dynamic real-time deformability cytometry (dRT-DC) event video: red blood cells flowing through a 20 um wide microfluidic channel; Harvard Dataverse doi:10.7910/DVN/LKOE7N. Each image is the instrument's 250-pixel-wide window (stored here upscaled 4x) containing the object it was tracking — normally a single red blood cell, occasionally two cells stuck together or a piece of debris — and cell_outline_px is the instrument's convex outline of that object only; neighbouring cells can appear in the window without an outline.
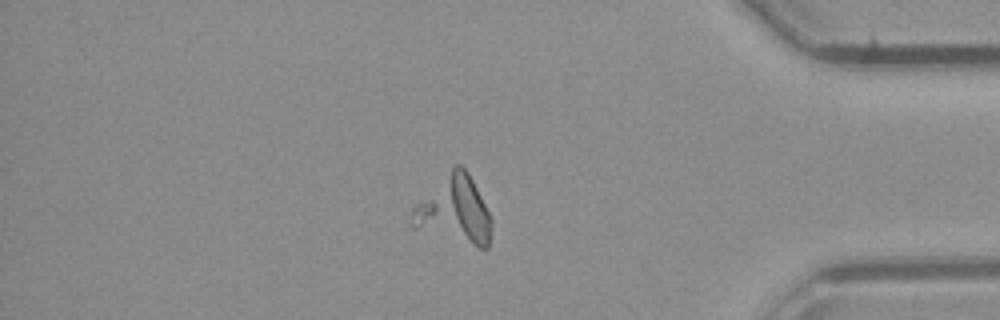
{"species": "common noctule bat (a hibernating species)", "species_latin": "Nyctalus noctula", "temperature_condition": "room temperature", "stored_images_in_passage": 47, "segment_of_instrument_passage": [2, 2], "camera_frame_rate_fps": 3000, "um_per_image_px": 0.085, "animal": {"sex": "male", "body_mass_g": 23.1, "forearm_length_mm": 52.7}, "frame": {"image": 1, "passage_image": 40, "time_ms": 13.0, "image_size_px": [1000, 320], "cell_outline_px": [[492, 224], [488, 248], [480, 248], [412, 228], [408, 224], [412, 208], [456, 164], [460, 164], [468, 172], [492, 220]], "centroid_in_image_um": [38.59, 17.91], "position_along_channel_um": 396.6, "area_um2": 30.81}}